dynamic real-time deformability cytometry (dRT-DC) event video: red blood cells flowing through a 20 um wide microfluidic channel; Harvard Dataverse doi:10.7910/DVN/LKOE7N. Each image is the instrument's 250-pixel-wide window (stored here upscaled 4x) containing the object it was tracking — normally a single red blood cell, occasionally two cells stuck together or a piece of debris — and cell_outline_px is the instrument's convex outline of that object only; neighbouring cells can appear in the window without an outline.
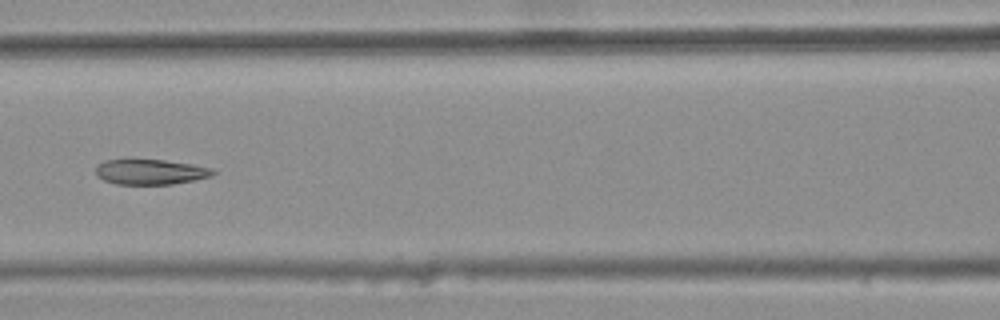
{"species": "common noctule bat (a hibernating species)", "species_latin": "Nyctalus noctula", "temperature_condition": "warm", "stored_images_in_passage": 6, "camera_frame_rate_fps": 3000, "um_per_image_px": 0.085, "animal": {"sex": "female", "body_mass_g": 25.1}, "frame": {"image": 1, "passage_image": 6, "time_ms": 1.667, "image_size_px": [1000, 320], "cell_outline_px": [[216, 172], [212, 176], [172, 184], [116, 184], [104, 180], [96, 176], [96, 164], [104, 160], [164, 160], [192, 164], [212, 168]], "centroid_in_image_um": [12.76, 14.61], "position_along_channel_um": 153.8, "area_um2": 17.17}}